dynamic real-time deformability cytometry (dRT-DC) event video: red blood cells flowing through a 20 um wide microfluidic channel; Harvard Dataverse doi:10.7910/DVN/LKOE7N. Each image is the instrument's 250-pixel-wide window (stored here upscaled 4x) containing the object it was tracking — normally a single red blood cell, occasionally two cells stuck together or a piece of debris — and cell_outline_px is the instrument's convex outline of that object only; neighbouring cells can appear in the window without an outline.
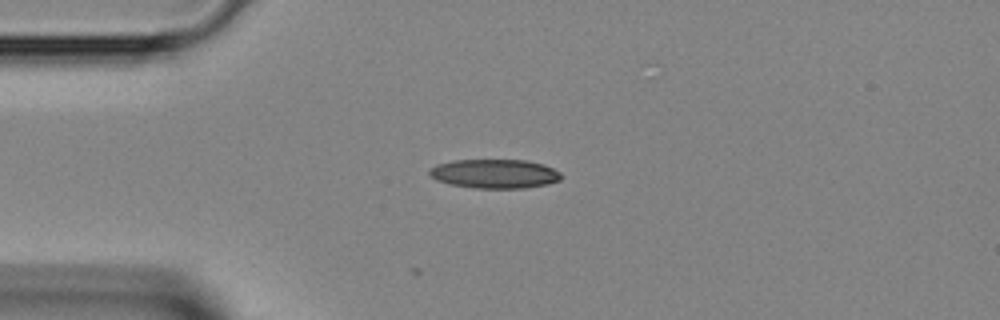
{"species": "Egyptian fruit bat (a non-hibernating species)", "species_latin": "Rousettus aegyptiacus", "temperature_condition": "room temperature", "stored_images_in_passage": 15, "camera_frame_rate_fps": 3000, "um_per_image_px": 0.085, "animal": {"sex": "female"}, "frame": {"image": 1, "passage_image": 1, "time_ms": 0.0, "image_size_px": [1000, 320], "cell_outline_px": [[560, 180], [548, 184], [524, 188], [476, 188], [448, 184], [436, 180], [428, 172], [436, 164], [452, 160], [528, 160], [544, 164], [560, 172]], "centroid_in_image_um": [42.04, 14.76], "position_along_channel_um": 43.0, "area_um2": 22.37}}
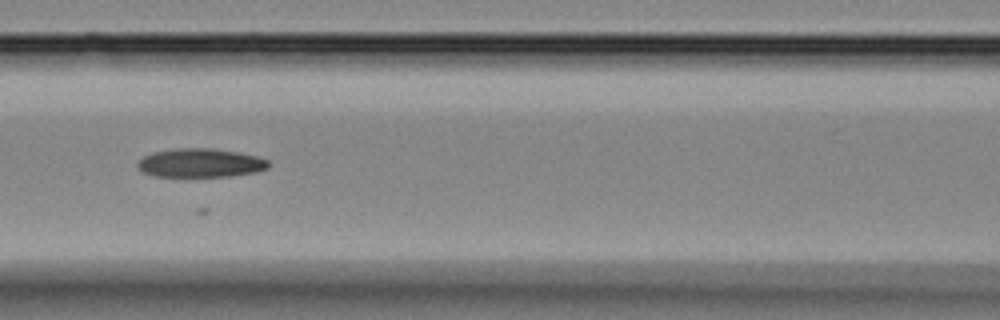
{"frame": {"image": 2, "passage_image": 9, "time_ms": 2.667, "image_size_px": [1000, 320], "cell_outline_px": [[268, 168], [256, 172], [232, 176], [156, 176], [144, 172], [136, 164], [144, 156], [152, 152], [176, 148], [212, 148], [236, 152], [256, 156], [268, 160]], "centroid_in_image_um": [17.04, 13.84], "position_along_channel_um": 149.6, "area_um2": 21.73}}
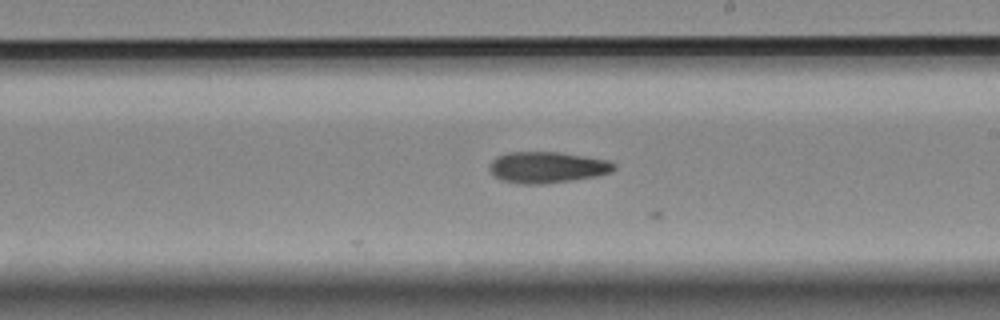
{"frame": {"image": 3, "passage_image": 15, "time_ms": 4.667, "image_size_px": [1000, 320], "cell_outline_px": [[616, 168], [612, 172], [596, 176], [572, 180], [544, 184], [520, 184], [500, 180], [492, 176], [488, 168], [488, 164], [496, 156], [508, 152], [556, 152], [612, 160], [616, 164]], "centroid_in_image_um": [46.48, 14.22], "position_along_channel_um": 242.5, "area_um2": 23.06}}